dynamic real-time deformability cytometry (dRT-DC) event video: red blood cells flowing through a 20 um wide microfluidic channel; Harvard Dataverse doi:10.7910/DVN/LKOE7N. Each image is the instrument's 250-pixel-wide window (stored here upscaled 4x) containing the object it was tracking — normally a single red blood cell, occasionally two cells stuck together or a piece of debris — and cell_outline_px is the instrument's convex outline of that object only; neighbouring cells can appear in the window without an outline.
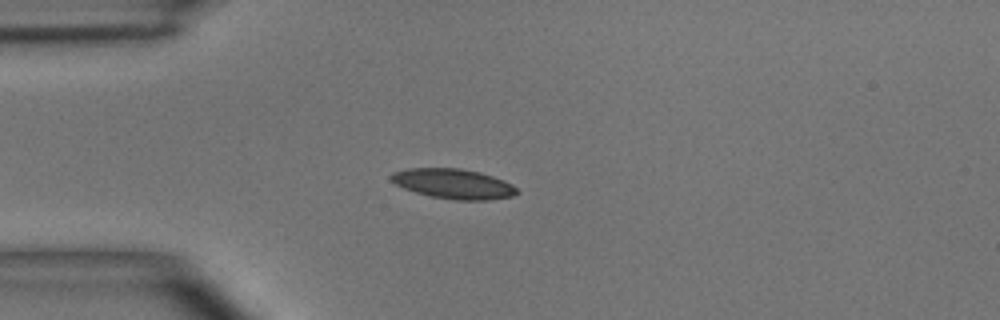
{"species": "common noctule bat (a hibernating species)", "species_latin": "Nyctalus noctula", "temperature_condition": "room temperature", "stored_images_in_passage": 4, "camera_frame_rate_fps": 3000, "um_per_image_px": 0.085, "animal": {"sex": "male", "body_mass_g": 15.6}, "frame": {"image": 1, "passage_image": 4, "time_ms": 3.333, "image_size_px": [1000, 320], "cell_outline_px": [[520, 192], [512, 196], [488, 200], [456, 200], [428, 196], [404, 188], [388, 180], [388, 176], [392, 172], [408, 168], [460, 168], [480, 172], [504, 180], [512, 184]], "centroid_in_image_um": [38.51, 15.62], "position_along_channel_um": 46.5, "area_um2": 22.14}}